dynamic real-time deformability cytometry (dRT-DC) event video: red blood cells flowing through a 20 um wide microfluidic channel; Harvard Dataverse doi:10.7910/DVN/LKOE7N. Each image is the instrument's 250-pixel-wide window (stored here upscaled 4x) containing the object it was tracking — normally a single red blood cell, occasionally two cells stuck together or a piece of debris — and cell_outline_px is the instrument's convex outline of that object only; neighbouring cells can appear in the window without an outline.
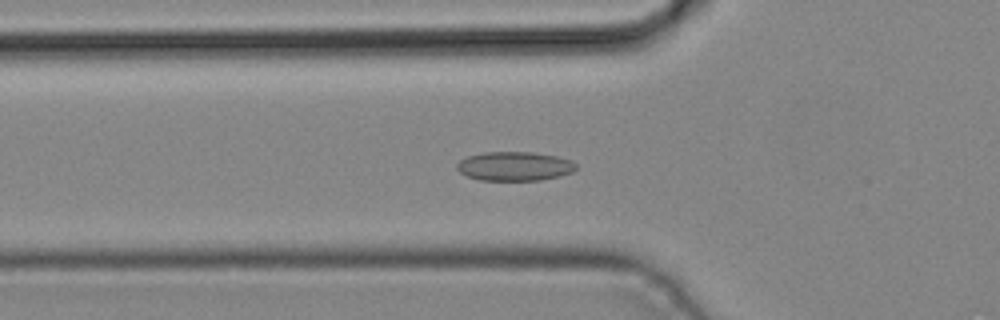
{"species": "common noctule bat (a hibernating species)", "species_latin": "Nyctalus noctula", "temperature_condition": "cold", "stored_images_in_passage": 36, "camera_frame_rate_fps": 3000, "um_per_image_px": 0.085, "animal": {"sex": "male", "body_mass_g": 19.2, "forearm_length_mm": 51.8}, "frame": {"image": 1, "passage_image": 7, "time_ms": 2.0, "image_size_px": [1000, 320], "cell_outline_px": [[576, 168], [572, 172], [560, 176], [540, 180], [480, 180], [468, 176], [460, 172], [456, 168], [456, 164], [460, 160], [468, 156], [484, 152], [532, 152], [556, 156], [572, 160], [576, 164]], "centroid_in_image_um": [43.74, 14.12], "position_along_channel_um": 82.1, "area_um2": 20.17}}
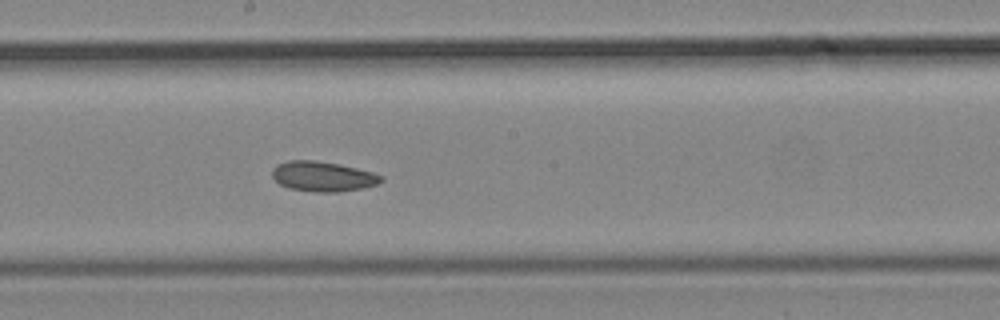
{"frame": {"image": 2, "passage_image": 16, "time_ms": 5.0, "image_size_px": [1000, 320], "cell_outline_px": [[384, 180], [376, 184], [360, 188], [340, 192], [316, 192], [288, 188], [280, 184], [272, 176], [272, 168], [276, 164], [288, 160], [316, 160], [340, 164], [372, 172], [384, 176]], "centroid_in_image_um": [27.42, 14.98], "position_along_channel_um": 220.8, "area_um2": 19.13}}
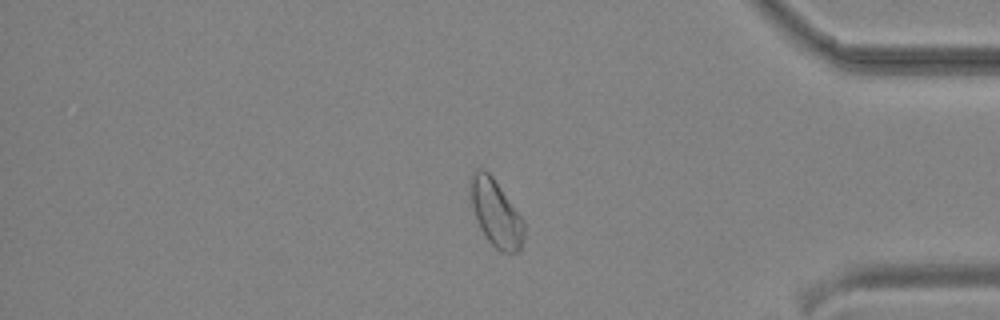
{"frame": {"image": 3, "passage_image": 29, "time_ms": 9.333, "image_size_px": [1000, 320], "cell_outline_px": [[524, 236], [520, 248], [516, 252], [504, 252], [496, 248], [488, 240], [480, 228], [476, 220], [472, 204], [468, 184], [472, 172], [476, 168], [484, 168], [492, 176], [524, 220]], "centroid_in_image_um": [42.12, 18.06], "position_along_channel_um": 393.1, "area_um2": 20.87}}